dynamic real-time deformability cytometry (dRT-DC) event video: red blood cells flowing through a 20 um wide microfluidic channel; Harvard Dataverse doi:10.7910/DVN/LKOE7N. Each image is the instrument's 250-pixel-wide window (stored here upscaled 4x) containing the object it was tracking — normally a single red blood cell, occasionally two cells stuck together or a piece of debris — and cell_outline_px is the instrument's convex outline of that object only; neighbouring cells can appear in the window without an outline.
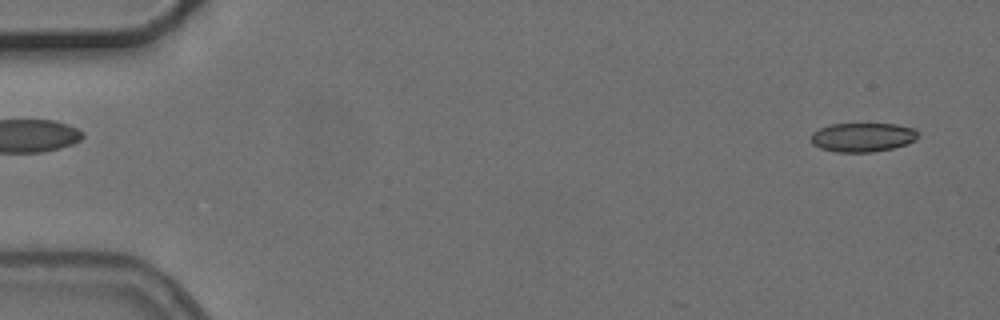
{"species": "common noctule bat (a hibernating species)", "species_latin": "Nyctalus noctula", "temperature_condition": "cold", "stored_images_in_passage": 3, "segment_of_instrument_passage": [2, 2], "camera_frame_rate_fps": 3000, "um_per_image_px": 0.085, "animal": {"sex": "female", "body_mass_g": 24.6, "forearm_length_mm": 56.2}, "frame": {"image": 1, "passage_image": 3, "time_ms": 3.0, "image_size_px": [1000, 320], "cell_outline_px": [[920, 136], [916, 140], [892, 148], [872, 152], [836, 152], [820, 148], [812, 144], [808, 136], [812, 132], [820, 128], [832, 124], [896, 124], [916, 128], [920, 132]], "centroid_in_image_um": [73.32, 11.66], "position_along_channel_um": 11.7, "area_um2": 18.38}}